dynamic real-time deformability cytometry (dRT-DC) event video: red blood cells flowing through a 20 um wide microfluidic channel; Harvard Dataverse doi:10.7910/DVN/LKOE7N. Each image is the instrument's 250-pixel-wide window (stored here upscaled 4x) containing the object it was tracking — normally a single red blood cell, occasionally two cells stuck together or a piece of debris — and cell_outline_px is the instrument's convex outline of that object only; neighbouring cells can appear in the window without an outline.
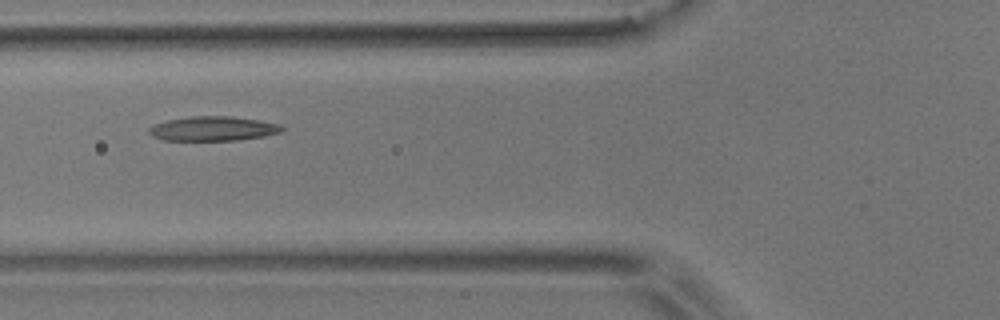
{"species": "common noctule bat (a hibernating species)", "species_latin": "Nyctalus noctula", "temperature_condition": "room temperature", "stored_images_in_passage": 7, "camera_frame_rate_fps": 3000, "um_per_image_px": 0.085, "animal": {"sex": "male", "body_mass_g": 17.9}, "frame": {"image": 1, "passage_image": 4, "time_ms": 3.667, "image_size_px": [1000, 320], "cell_outline_px": [[284, 128], [280, 132], [264, 136], [240, 140], [164, 140], [152, 136], [148, 132], [148, 128], [152, 124], [168, 120], [192, 116], [232, 116], [260, 120], [280, 124]], "centroid_in_image_um": [18.1, 10.93], "position_along_channel_um": 107.7, "area_um2": 19.02}}
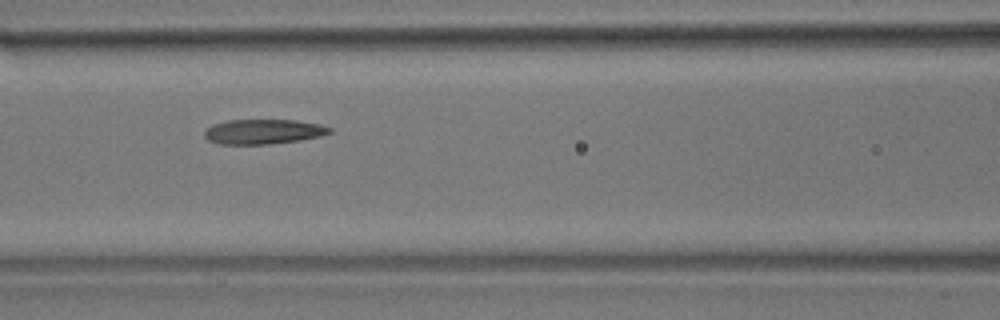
{"frame": {"image": 2, "passage_image": 5, "time_ms": 4.667, "image_size_px": [1000, 320], "cell_outline_px": [[332, 132], [320, 136], [300, 140], [268, 144], [220, 144], [208, 140], [204, 136], [204, 128], [212, 124], [228, 120], [296, 120], [320, 124], [332, 128]], "centroid_in_image_um": [22.36, 11.18], "position_along_channel_um": 144.2, "area_um2": 18.21}}